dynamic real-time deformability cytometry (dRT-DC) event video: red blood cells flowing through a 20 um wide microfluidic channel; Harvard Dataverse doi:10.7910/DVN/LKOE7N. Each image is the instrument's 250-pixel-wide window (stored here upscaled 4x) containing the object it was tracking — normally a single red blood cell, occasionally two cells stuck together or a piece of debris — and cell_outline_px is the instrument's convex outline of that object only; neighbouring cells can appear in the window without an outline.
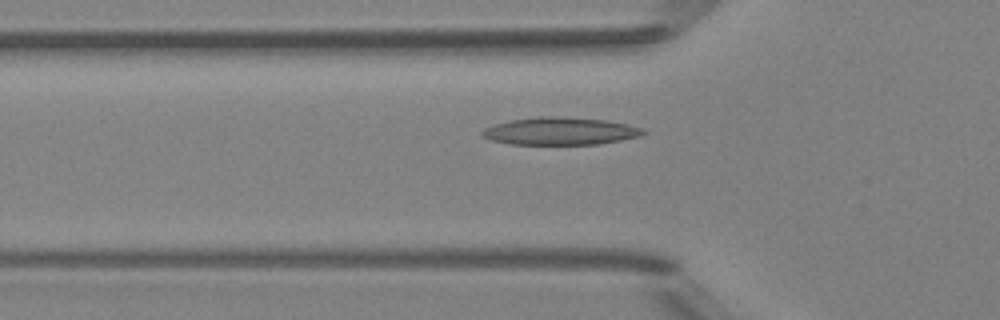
{"species": "Egyptian fruit bat (a non-hibernating species)", "species_latin": "Rousettus aegyptiacus", "temperature_condition": "room temperature", "stored_images_in_passage": 5, "camera_frame_rate_fps": 3000, "um_per_image_px": 0.085, "animal": {"sex": "female"}, "frame": {"image": 1, "passage_image": 5, "time_ms": 5.667, "image_size_px": [1000, 320], "cell_outline_px": [[648, 132], [640, 136], [620, 140], [596, 144], [512, 144], [492, 140], [480, 136], [480, 132], [484, 128], [496, 124], [512, 120], [540, 116], [560, 116], [604, 120], [628, 124], [644, 128]], "centroid_in_image_um": [47.63, 11.14], "position_along_channel_um": 78.2, "area_um2": 25.78}}